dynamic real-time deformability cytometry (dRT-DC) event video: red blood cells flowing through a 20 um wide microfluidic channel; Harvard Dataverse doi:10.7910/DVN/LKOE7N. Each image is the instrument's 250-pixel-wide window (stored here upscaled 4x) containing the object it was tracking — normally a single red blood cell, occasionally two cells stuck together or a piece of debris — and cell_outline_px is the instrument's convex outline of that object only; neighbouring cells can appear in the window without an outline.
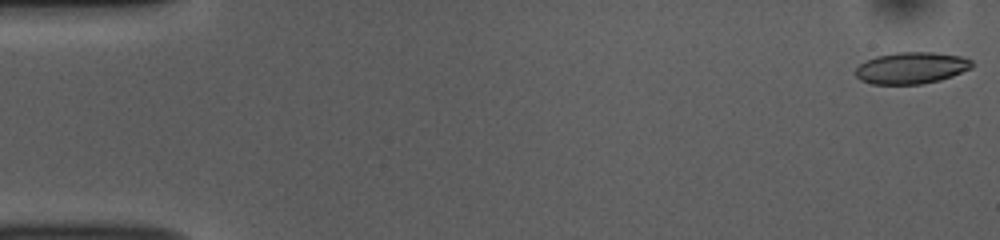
{"species": "common noctule bat (a hibernating species)", "species_latin": "Nyctalus noctula", "temperature_condition": "room temperature", "stored_images_in_passage": 52, "camera_frame_rate_fps": 3000, "um_per_image_px": 0.085, "animal": {"sex": "female", "body_mass_g": 10.0, "forearm_length_mm": 53.1}, "frame": {"image": 1, "passage_image": 1, "time_ms": 0.0, "image_size_px": [1000, 240], "cell_outline_px": [[972, 68], [952, 76], [940, 80], [920, 84], [872, 84], [860, 80], [856, 76], [856, 68], [860, 64], [876, 56], [896, 52], [932, 52], [960, 56], [972, 60]], "centroid_in_image_um": [77.47, 5.77], "position_along_channel_um": 7.5, "area_um2": 21.39}}
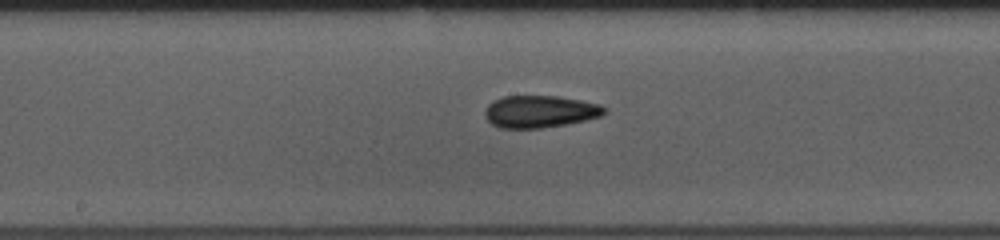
{"frame": {"image": 2, "passage_image": 27, "time_ms": 8.667, "image_size_px": [1000, 240], "cell_outline_px": [[608, 112], [600, 116], [584, 120], [564, 124], [540, 128], [500, 128], [492, 124], [484, 116], [484, 112], [488, 104], [492, 100], [504, 96], [556, 96], [580, 100], [600, 104], [608, 108]], "centroid_in_image_um": [45.88, 9.47], "position_along_channel_um": 202.3, "area_um2": 22.43}}
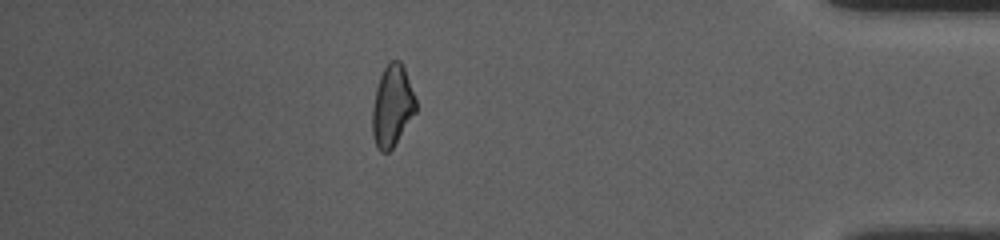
{"frame": {"image": 3, "passage_image": 46, "time_ms": 15.0, "image_size_px": [1000, 240], "cell_outline_px": [[416, 112], [392, 148], [388, 152], [380, 152], [376, 148], [372, 132], [372, 108], [376, 88], [380, 76], [388, 60], [400, 60], [404, 68], [416, 100]], "centroid_in_image_um": [33.32, 9.01], "position_along_channel_um": 401.9, "area_um2": 20.58}, "authors_computed_cell_mechanics": {"area_um2": 21.3571, "velocity_mm_per_s": 3.8049, "shape_relaxation_time_tau1_ms": null, "shape_relaxation_time_tau2_ms": 3.693, "deformation_change_tau1": null, "deformation_change_tau2": 0.1181}}